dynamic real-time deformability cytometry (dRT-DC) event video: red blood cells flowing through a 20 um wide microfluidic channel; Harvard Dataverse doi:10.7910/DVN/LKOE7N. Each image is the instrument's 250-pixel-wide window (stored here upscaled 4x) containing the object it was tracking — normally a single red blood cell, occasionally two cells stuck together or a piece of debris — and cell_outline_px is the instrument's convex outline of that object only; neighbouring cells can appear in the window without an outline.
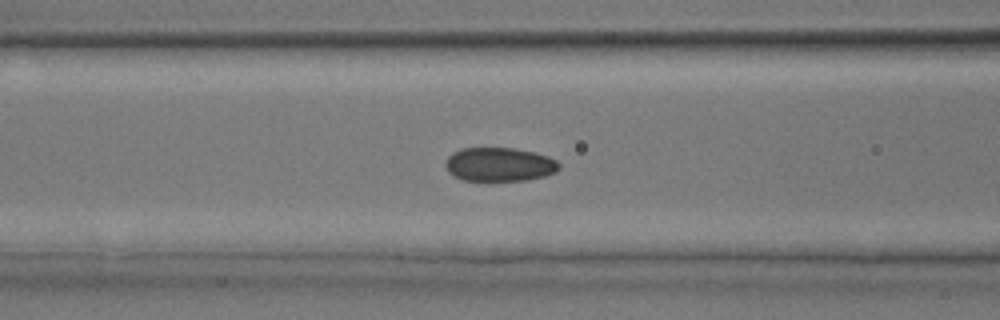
{"species": "common noctule bat (a hibernating species)", "species_latin": "Nyctalus noctula", "temperature_condition": "room temperature", "stored_images_in_passage": 30, "segment_of_instrument_passage": [1, 2], "camera_frame_rate_fps": 3000, "um_per_image_px": 0.085, "animal": {"sex": "male", "body_mass_g": 17.9, "forearm_length_mm": 54.2}, "frame": {"image": 1, "passage_image": 6, "time_ms": 1.667, "image_size_px": [1000, 320], "cell_outline_px": [[560, 168], [556, 172], [544, 176], [528, 180], [464, 180], [452, 176], [448, 172], [444, 164], [448, 156], [452, 152], [460, 148], [512, 148], [532, 152], [548, 156], [556, 160], [560, 164]], "centroid_in_image_um": [42.42, 13.97], "position_along_channel_um": 124.2, "area_um2": 22.48}}
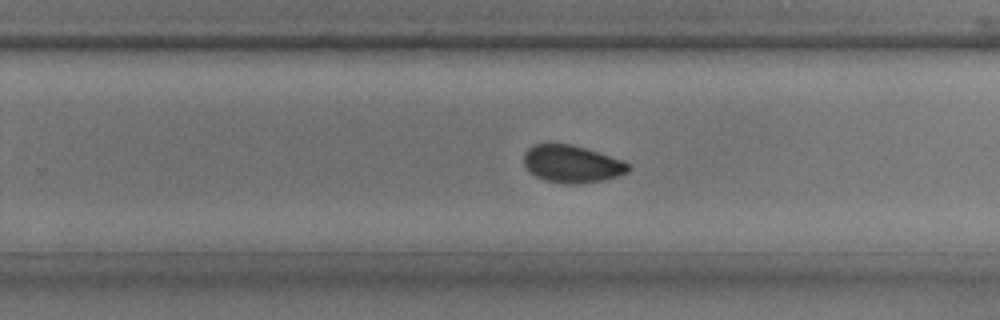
{"frame": {"image": 2, "passage_image": 15, "time_ms": 4.667, "image_size_px": [1000, 320], "cell_outline_px": [[632, 168], [628, 172], [604, 180], [576, 184], [564, 184], [544, 180], [528, 172], [524, 164], [524, 152], [532, 144], [572, 144], [624, 160], [632, 164]], "centroid_in_image_um": [48.62, 13.94], "position_along_channel_um": 281.2, "area_um2": 23.06}}
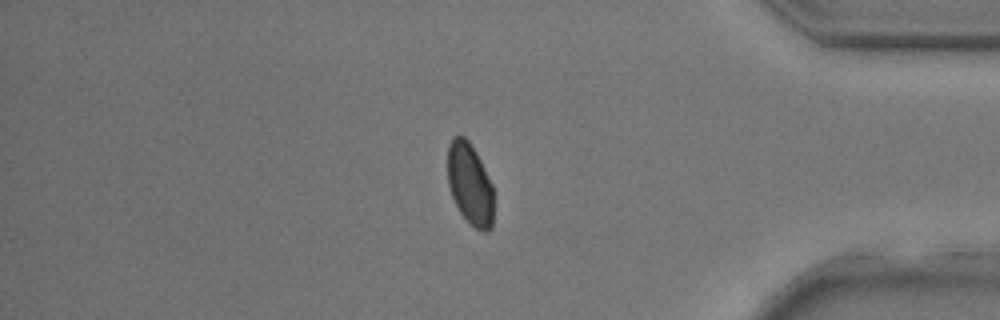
{"frame": {"image": 3, "passage_image": 23, "time_ms": 7.333, "image_size_px": [1000, 320], "cell_outline_px": [[492, 228], [488, 232], [484, 232], [468, 224], [460, 212], [452, 196], [448, 184], [448, 144], [452, 136], [464, 136], [468, 140], [476, 152], [492, 184]], "centroid_in_image_um": [39.93, 15.65], "position_along_channel_um": 395.3, "area_um2": 21.91}}